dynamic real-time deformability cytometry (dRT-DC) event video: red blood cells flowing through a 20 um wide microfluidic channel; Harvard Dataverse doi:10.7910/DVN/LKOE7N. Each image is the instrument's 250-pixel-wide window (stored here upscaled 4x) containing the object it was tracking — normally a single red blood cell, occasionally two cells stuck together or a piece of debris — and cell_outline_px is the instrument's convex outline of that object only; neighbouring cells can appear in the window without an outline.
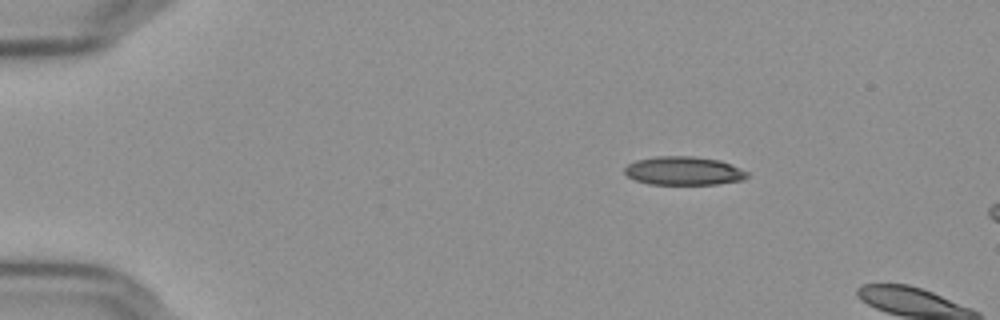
{"species": "Egyptian fruit bat (a non-hibernating species)", "species_latin": "Rousettus aegyptiacus", "temperature_condition": "cold", "stored_images_in_passage": 4, "camera_frame_rate_fps": 3000, "um_per_image_px": 0.085, "frame": {"image": 1, "passage_image": 1, "time_ms": 0.0, "image_size_px": [1000, 320], "cell_outline_px": [[748, 176], [744, 180], [716, 184], [648, 184], [636, 180], [628, 176], [624, 172], [624, 168], [628, 164], [636, 160], [656, 156], [692, 156], [720, 160], [748, 172]], "centroid_in_image_um": [58.1, 14.52], "position_along_channel_um": 26.9, "area_um2": 20.35}}